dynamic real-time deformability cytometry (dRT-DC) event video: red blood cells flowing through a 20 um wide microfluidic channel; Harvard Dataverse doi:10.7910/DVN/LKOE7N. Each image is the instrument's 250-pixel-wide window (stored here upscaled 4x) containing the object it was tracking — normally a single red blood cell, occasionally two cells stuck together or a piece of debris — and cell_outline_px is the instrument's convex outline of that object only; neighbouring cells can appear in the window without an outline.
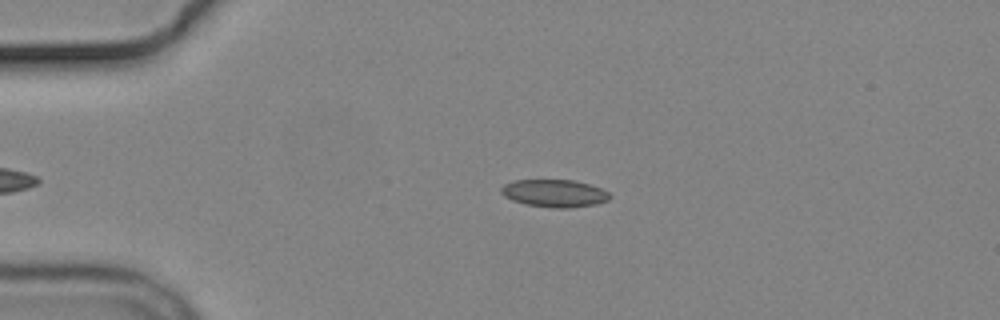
{"species": "common noctule bat (a hibernating species)", "species_latin": "Nyctalus noctula", "temperature_condition": "cold", "stored_images_in_passage": 2, "camera_frame_rate_fps": 3000, "um_per_image_px": 0.085, "animal": {"sex": "male", "body_mass_g": 19.2, "forearm_length_mm": 51.8}, "frame": {"image": 1, "passage_image": 1, "time_ms": 0.0, "image_size_px": [1000, 320], "cell_outline_px": [[612, 196], [608, 200], [596, 204], [568, 208], [556, 208], [528, 204], [512, 200], [504, 196], [500, 192], [500, 188], [504, 184], [512, 180], [572, 180], [588, 184], [600, 188], [608, 192]], "centroid_in_image_um": [47.11, 16.42], "position_along_channel_um": 37.9, "area_um2": 17.34}}